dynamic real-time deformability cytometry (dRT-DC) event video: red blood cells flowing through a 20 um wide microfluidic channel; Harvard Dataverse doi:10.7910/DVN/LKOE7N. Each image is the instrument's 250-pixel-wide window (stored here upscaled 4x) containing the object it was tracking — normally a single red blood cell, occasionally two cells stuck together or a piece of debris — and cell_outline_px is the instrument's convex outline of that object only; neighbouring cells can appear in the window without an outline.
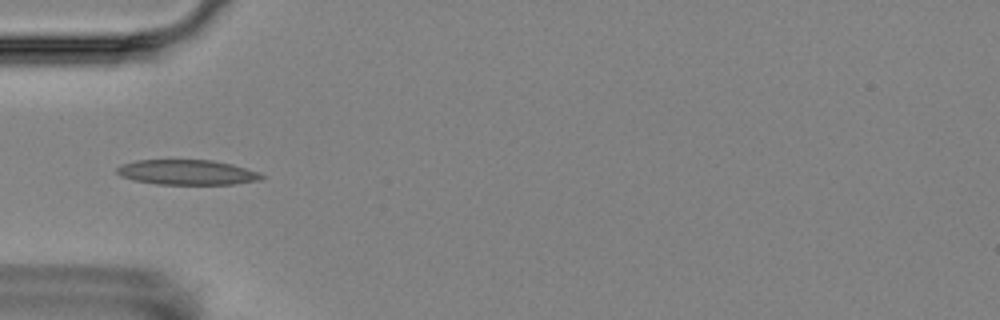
{"species": "Egyptian fruit bat (a non-hibernating species)", "species_latin": "Rousettus aegyptiacus", "temperature_condition": "room temperature", "stored_images_in_passage": 7, "camera_frame_rate_fps": 3000, "um_per_image_px": 0.085, "animal": {"sex": "female"}, "frame": {"image": 1, "passage_image": 6, "time_ms": 5.667, "image_size_px": [1000, 320], "cell_outline_px": [[264, 176], [260, 180], [232, 184], [156, 184], [132, 180], [120, 176], [116, 172], [116, 168], [120, 164], [136, 160], [212, 160], [232, 164], [260, 172]], "centroid_in_image_um": [15.86, 14.64], "position_along_channel_um": 69.1, "area_um2": 21.21}}